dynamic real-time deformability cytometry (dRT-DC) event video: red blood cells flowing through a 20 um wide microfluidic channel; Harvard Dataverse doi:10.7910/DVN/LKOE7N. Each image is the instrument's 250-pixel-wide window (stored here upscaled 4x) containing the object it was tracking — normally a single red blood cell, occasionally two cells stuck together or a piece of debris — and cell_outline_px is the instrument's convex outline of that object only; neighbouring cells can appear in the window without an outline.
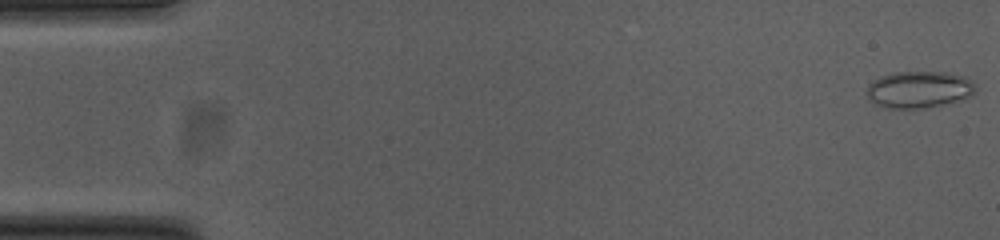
{"species": "common noctule bat (a hibernating species)", "species_latin": "Nyctalus noctula", "temperature_condition": "cold", "stored_images_in_passage": 54, "camera_frame_rate_fps": 3000, "um_per_image_px": 0.085, "animal": {"sex": "female", "body_mass_g": 23.0, "forearm_length_mm": 53.4}, "frame": {"image": 1, "passage_image": 1, "time_ms": 0.0, "image_size_px": [1000, 240], "cell_outline_px": [[976, 92], [972, 96], [924, 108], [892, 108], [876, 104], [868, 96], [868, 84], [872, 80], [880, 76], [892, 72], [948, 72], [964, 76], [972, 80], [976, 84]], "centroid_in_image_um": [78.15, 7.58], "position_along_channel_um": 6.9, "area_um2": 23.24}}
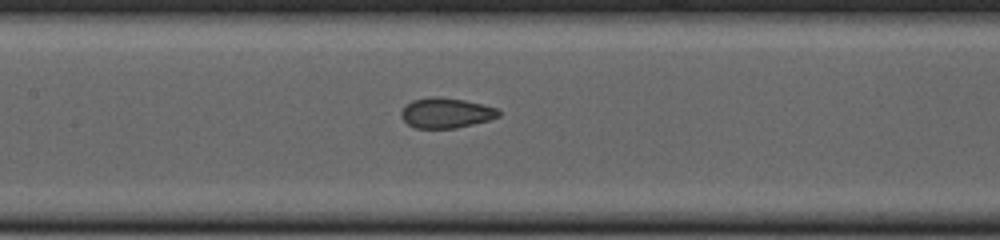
{"frame": {"image": 2, "passage_image": 25, "time_ms": 8.0, "image_size_px": [1000, 240], "cell_outline_px": [[500, 116], [488, 120], [456, 128], [416, 128], [408, 124], [400, 116], [400, 112], [412, 100], [432, 96], [440, 96], [464, 100], [496, 108], [500, 112]], "centroid_in_image_um": [37.89, 9.59], "position_along_channel_um": 169.5, "area_um2": 16.99}}
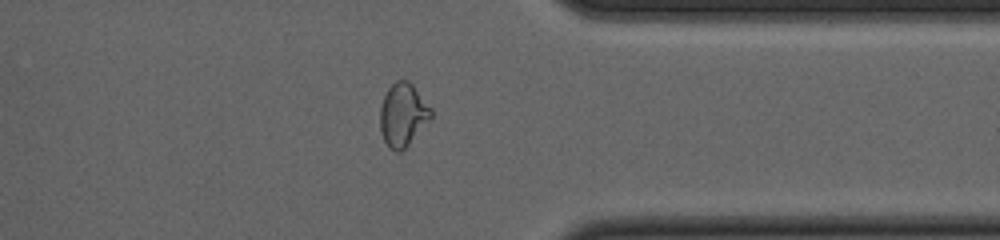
{"frame": {"image": 3, "passage_image": 42, "time_ms": 13.667, "image_size_px": [1000, 240], "cell_outline_px": [[432, 116], [408, 144], [400, 152], [396, 152], [384, 140], [380, 132], [380, 108], [384, 96], [388, 88], [396, 80], [408, 80], [412, 84], [432, 108]], "centroid_in_image_um": [34.24, 9.72], "position_along_channel_um": 377.2, "area_um2": 18.44}, "authors_computed_cell_mechanics": {"area_um2": 18.5827, "velocity_mm_per_s": 3.7992, "shape_relaxation_time_tau1_ms": null, "shape_relaxation_time_tau2_ms": 0.9748, "deformation_change_tau1": null, "deformation_change_tau2": 0.0456}}